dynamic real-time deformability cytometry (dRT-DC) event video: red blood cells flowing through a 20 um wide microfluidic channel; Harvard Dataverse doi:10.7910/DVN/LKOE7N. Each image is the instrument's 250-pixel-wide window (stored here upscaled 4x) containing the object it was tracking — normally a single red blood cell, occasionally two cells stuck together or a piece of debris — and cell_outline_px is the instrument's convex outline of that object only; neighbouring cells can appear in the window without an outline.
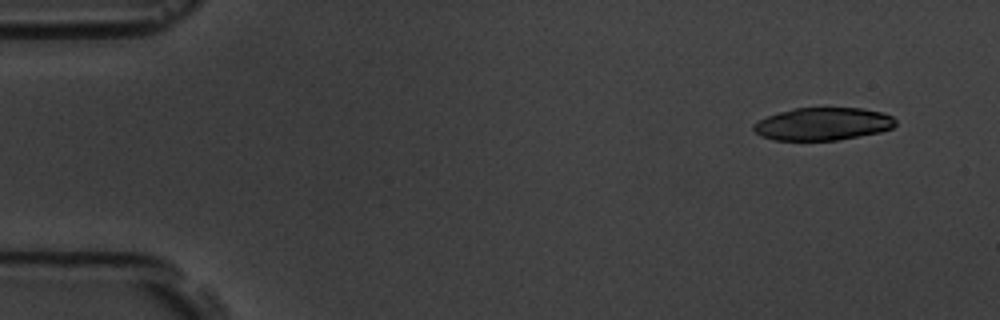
{"species": "common noctule bat (a hibernating species)", "species_latin": "Nyctalus noctula", "temperature_condition": "room temperature", "stored_images_in_passage": 5, "camera_frame_rate_fps": 3000, "um_per_image_px": 0.085, "animal": {"sex": "male", "body_mass_g": 19.5, "forearm_length_mm": 54.6}, "frame": {"image": 1, "passage_image": 1, "time_ms": 0.0, "image_size_px": [1000, 320], "cell_outline_px": [[896, 124], [892, 128], [880, 132], [836, 140], [776, 140], [760, 136], [752, 128], [752, 124], [768, 116], [792, 108], [860, 108], [880, 112], [892, 116], [896, 120]], "centroid_in_image_um": [69.93, 10.53], "position_along_channel_um": 15.1, "area_um2": 26.88}}